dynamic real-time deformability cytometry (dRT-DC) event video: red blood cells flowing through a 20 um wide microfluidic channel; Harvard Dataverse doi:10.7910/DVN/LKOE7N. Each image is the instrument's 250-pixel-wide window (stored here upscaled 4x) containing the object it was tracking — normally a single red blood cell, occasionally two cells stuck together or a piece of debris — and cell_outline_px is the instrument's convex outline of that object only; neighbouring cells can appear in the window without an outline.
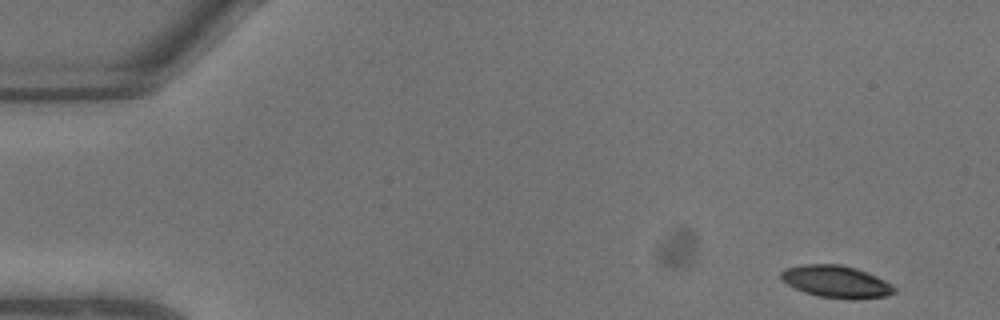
{"species": "common noctule bat (a hibernating species)", "species_latin": "Nyctalus noctula", "temperature_condition": "warm", "stored_images_in_passage": 9, "camera_frame_rate_fps": 3000, "um_per_image_px": 0.085, "animal": {"sex": "male", "body_mass_g": 13.3}, "frame": {"image": 1, "passage_image": 1, "time_ms": 0.0, "image_size_px": [1000, 320], "cell_outline_px": [[896, 292], [888, 296], [816, 296], [804, 292], [788, 284], [780, 276], [780, 272], [784, 268], [804, 264], [840, 264], [856, 268], [876, 276], [884, 280], [896, 288]], "centroid_in_image_um": [71.02, 23.88], "position_along_channel_um": 14.0, "area_um2": 20.29}}
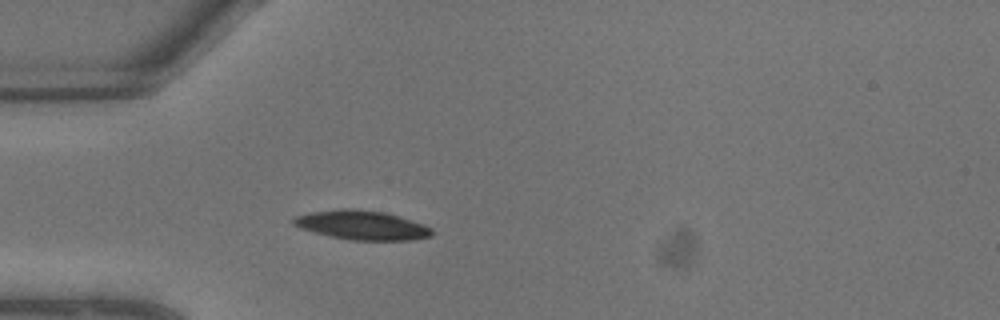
{"frame": {"image": 2, "passage_image": 6, "time_ms": 1.667, "image_size_px": [1000, 320], "cell_outline_px": [[436, 232], [432, 236], [412, 240], [352, 240], [328, 236], [312, 232], [300, 228], [292, 224], [292, 220], [296, 216], [308, 212], [340, 208], [356, 208], [388, 212], [424, 224], [432, 228]], "centroid_in_image_um": [30.78, 19.12], "position_along_channel_um": 54.2, "area_um2": 24.1}}
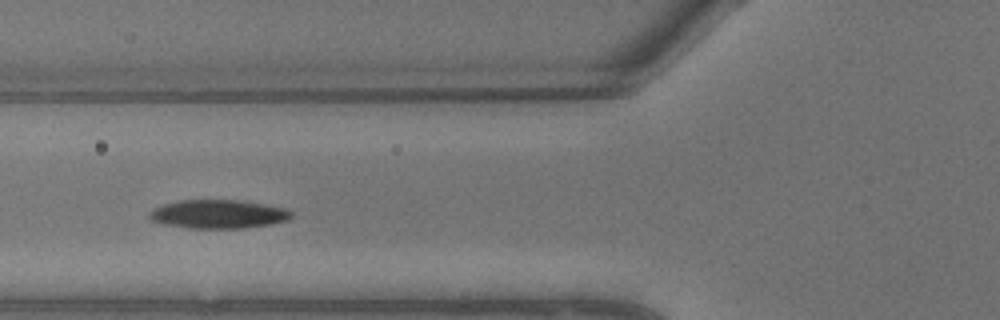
{"frame": {"image": 3, "passage_image": 8, "time_ms": 2.333, "image_size_px": [1000, 320], "cell_outline_px": [[292, 216], [288, 220], [272, 224], [244, 228], [188, 228], [164, 224], [152, 220], [148, 216], [148, 212], [152, 208], [164, 204], [180, 200], [240, 200], [288, 208], [292, 212]], "centroid_in_image_um": [18.56, 18.2], "position_along_channel_um": 107.2, "area_um2": 23.87}}